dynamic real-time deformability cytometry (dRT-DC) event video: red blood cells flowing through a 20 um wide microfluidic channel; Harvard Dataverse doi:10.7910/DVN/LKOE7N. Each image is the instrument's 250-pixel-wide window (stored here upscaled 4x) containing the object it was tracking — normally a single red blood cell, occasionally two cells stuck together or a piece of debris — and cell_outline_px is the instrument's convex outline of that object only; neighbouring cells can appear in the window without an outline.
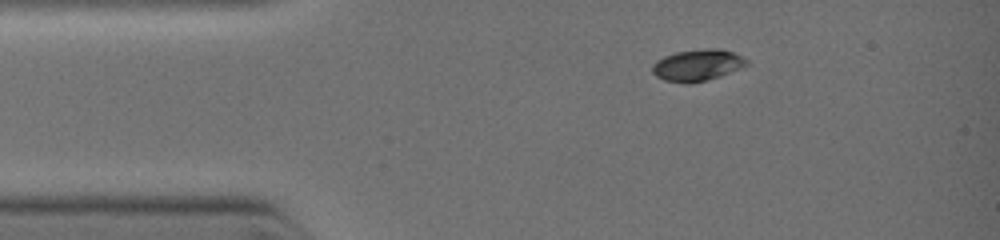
{"species": "common noctule bat (a hibernating species)", "species_latin": "Nyctalus noctula", "temperature_condition": "warm", "stored_images_in_passage": 5, "camera_frame_rate_fps": 3000, "um_per_image_px": 0.085, "animal": {"sex": "female", "body_mass_g": 19.0, "forearm_length_mm": 51.5}, "frame": {"image": 1, "passage_image": 1, "time_ms": 0.0, "image_size_px": [1000, 240], "cell_outline_px": [[748, 64], [740, 68], [720, 76], [708, 80], [692, 84], [688, 84], [664, 80], [656, 76], [652, 72], [652, 64], [656, 60], [664, 56], [676, 52], [708, 48], [720, 48], [732, 52], [748, 60]], "centroid_in_image_um": [59.26, 5.55], "position_along_channel_um": 25.7, "area_um2": 17.4}}